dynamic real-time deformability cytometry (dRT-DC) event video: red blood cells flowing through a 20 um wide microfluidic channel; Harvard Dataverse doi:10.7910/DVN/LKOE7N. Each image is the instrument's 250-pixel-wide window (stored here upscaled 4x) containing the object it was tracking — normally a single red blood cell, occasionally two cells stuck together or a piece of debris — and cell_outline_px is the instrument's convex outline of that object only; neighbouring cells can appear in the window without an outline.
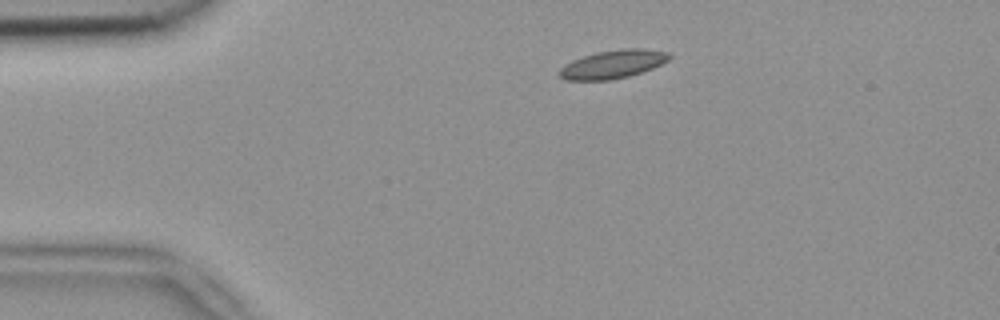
{"species": "common noctule bat (a hibernating species)", "species_latin": "Nyctalus noctula", "temperature_condition": "room temperature", "stored_images_in_passage": 5, "camera_frame_rate_fps": 3000, "um_per_image_px": 0.085, "animal": {"sex": "female", "body_mass_g": 18.4}, "frame": {"image": 1, "passage_image": 1, "time_ms": 0.0, "image_size_px": [1000, 320], "cell_outline_px": [[672, 56], [668, 60], [652, 68], [628, 76], [608, 80], [564, 80], [560, 76], [560, 68], [564, 64], [572, 60], [596, 52], [624, 48], [644, 48], [668, 52]], "centroid_in_image_um": [52.09, 5.45], "position_along_channel_um": 32.9, "area_um2": 18.03}}
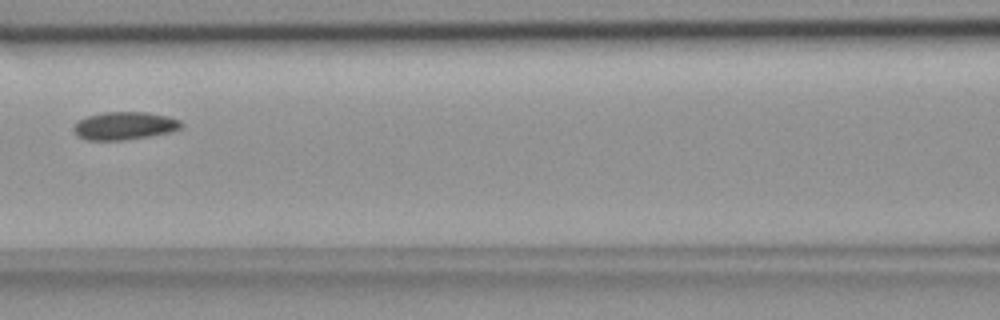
{"frame": {"image": 2, "passage_image": 4, "time_ms": 1.0, "image_size_px": [1000, 320], "cell_outline_px": [[184, 124], [180, 128], [172, 132], [124, 140], [88, 140], [80, 136], [72, 128], [76, 120], [84, 116], [104, 112], [148, 112], [168, 116], [180, 120]], "centroid_in_image_um": [10.58, 10.67], "position_along_channel_um": 156.0, "area_um2": 17.63}}
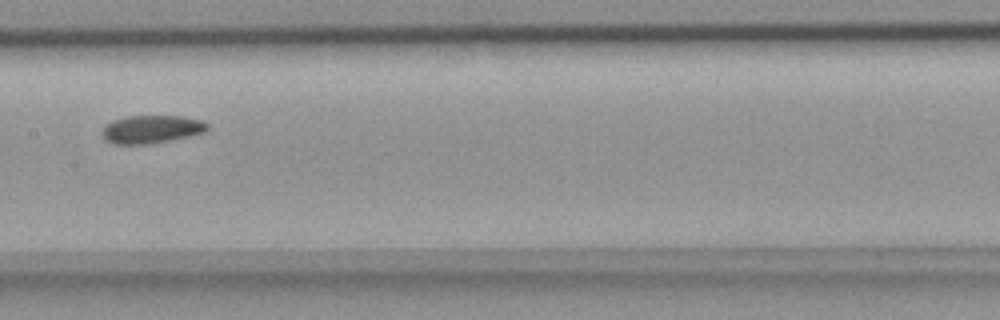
{"frame": {"image": 3, "passage_image": 5, "time_ms": 1.333, "image_size_px": [1000, 320], "cell_outline_px": [[208, 128], [204, 132], [188, 136], [148, 144], [116, 144], [104, 140], [100, 132], [112, 120], [128, 116], [184, 116], [200, 120], [208, 124]], "centroid_in_image_um": [12.84, 10.98], "position_along_channel_um": 194.6, "area_um2": 17.05}}